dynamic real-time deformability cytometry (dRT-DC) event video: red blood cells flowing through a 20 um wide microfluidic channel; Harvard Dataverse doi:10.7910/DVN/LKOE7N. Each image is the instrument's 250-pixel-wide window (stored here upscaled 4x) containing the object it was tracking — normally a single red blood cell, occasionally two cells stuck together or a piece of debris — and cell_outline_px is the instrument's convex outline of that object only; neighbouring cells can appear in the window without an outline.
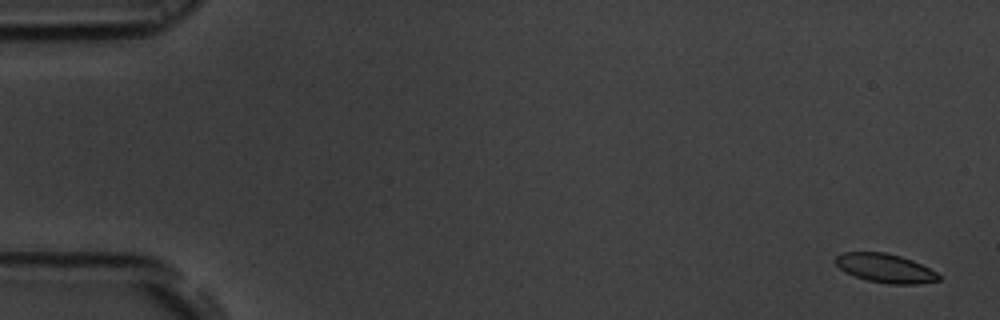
{"species": "common noctule bat (a hibernating species)", "species_latin": "Nyctalus noctula", "temperature_condition": "room temperature", "stored_images_in_passage": 56, "camera_frame_rate_fps": 3000, "um_per_image_px": 0.085, "animal": {"sex": "male", "body_mass_g": 19.5, "forearm_length_mm": 54.6}, "frame": {"image": 1, "passage_image": 2, "time_ms": 0.333, "image_size_px": [1000, 320], "cell_outline_px": [[940, 280], [920, 284], [888, 284], [868, 280], [844, 272], [836, 264], [836, 256], [844, 252], [884, 252], [900, 256], [912, 260], [936, 272], [940, 276]], "centroid_in_image_um": [75.25, 22.8], "position_along_channel_um": 9.7, "area_um2": 17.22}}
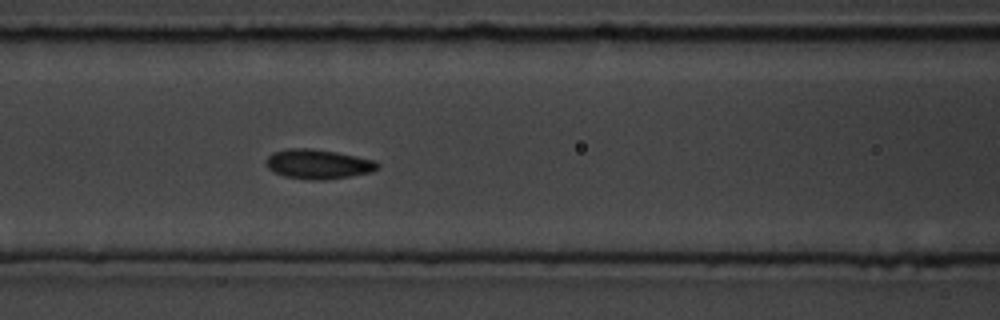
{"frame": {"image": 2, "passage_image": 24, "time_ms": 7.667, "image_size_px": [1000, 320], "cell_outline_px": [[380, 164], [372, 172], [324, 180], [312, 180], [284, 176], [268, 168], [268, 156], [272, 152], [288, 148], [312, 148], [336, 152], [376, 160]], "centroid_in_image_um": [27.06, 13.94], "position_along_channel_um": 139.5, "area_um2": 19.02}}
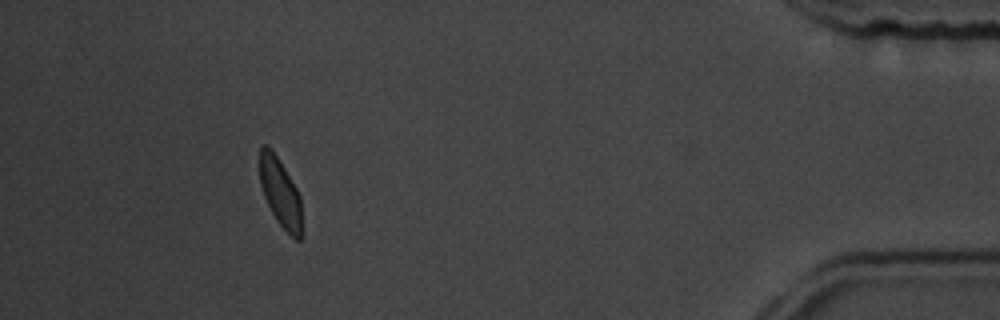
{"frame": {"image": 3, "passage_image": 51, "time_ms": 16.667, "image_size_px": [1000, 320], "cell_outline_px": [[304, 236], [300, 240], [296, 240], [276, 220], [264, 196], [260, 184], [260, 148], [264, 144], [268, 144], [272, 148], [296, 188], [300, 196]], "centroid_in_image_um": [23.86, 16.41], "position_along_channel_um": 411.3, "area_um2": 17.05}, "authors_computed_cell_mechanics": {"area_um2": 18.1492, "velocity_mm_per_s": 3.6894, "shape_relaxation_time_tau1_ms": 2.77, "shape_relaxation_time_tau2_ms": 1.9262, "deformation_change_tau1": 0.0885, "deformation_change_tau2": 0.0565}}